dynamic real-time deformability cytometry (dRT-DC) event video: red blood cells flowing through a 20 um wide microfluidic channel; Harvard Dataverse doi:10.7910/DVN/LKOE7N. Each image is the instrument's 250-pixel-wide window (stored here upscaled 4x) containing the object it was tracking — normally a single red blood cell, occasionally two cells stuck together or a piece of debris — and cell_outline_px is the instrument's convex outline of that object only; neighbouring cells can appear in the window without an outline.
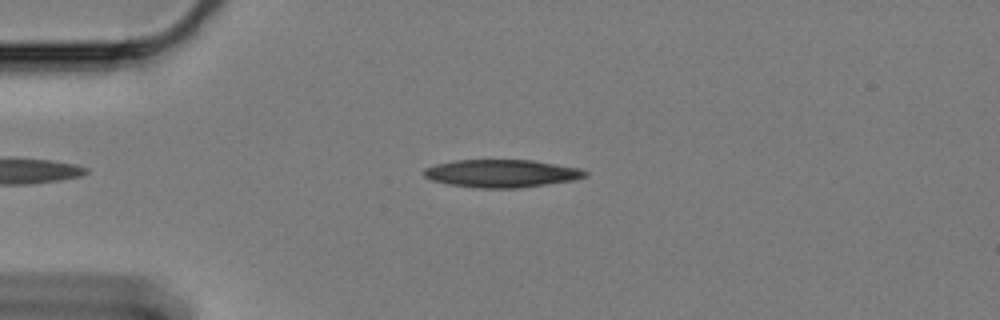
{"species": "Egyptian fruit bat (a non-hibernating species)", "species_latin": "Rousettus aegyptiacus", "temperature_condition": "cold", "stored_images_in_passage": 53, "camera_frame_rate_fps": 3000, "um_per_image_px": 0.085, "animal": {"sex": "female"}, "frame": {"image": 1, "passage_image": 7, "time_ms": 2.0, "image_size_px": [1000, 320], "cell_outline_px": [[588, 176], [572, 180], [520, 188], [480, 188], [452, 184], [432, 180], [424, 176], [424, 168], [436, 164], [456, 160], [532, 160], [580, 168], [588, 172]], "centroid_in_image_um": [42.66, 14.73], "position_along_channel_um": 42.3, "area_um2": 25.89}}
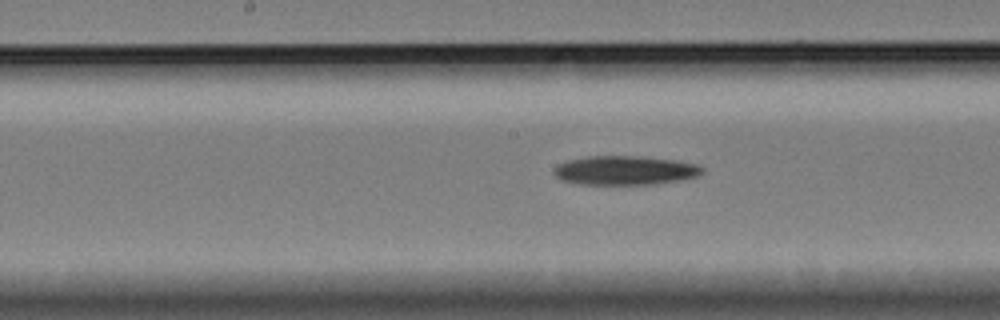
{"frame": {"image": 2, "passage_image": 23, "time_ms": 7.333, "image_size_px": [1000, 320], "cell_outline_px": [[704, 172], [696, 176], [680, 180], [652, 184], [584, 184], [560, 180], [552, 172], [560, 164], [568, 160], [588, 156], [640, 156], [676, 160], [696, 164], [704, 168]], "centroid_in_image_um": [53.14, 14.47], "position_along_channel_um": 195.1, "area_um2": 24.97}}
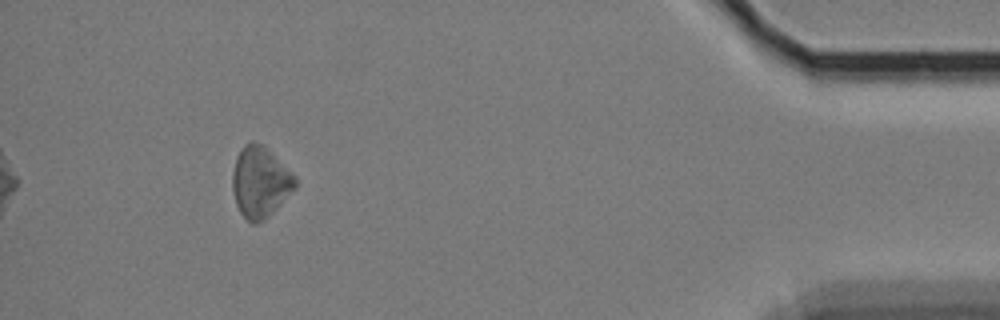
{"frame": {"image": 3, "passage_image": 48, "time_ms": 15.667, "image_size_px": [1000, 320], "cell_outline_px": [[296, 188], [264, 220], [256, 224], [252, 224], [240, 212], [236, 204], [232, 188], [232, 172], [236, 156], [240, 148], [244, 144], [252, 140], [264, 144], [296, 176]], "centroid_in_image_um": [22.1, 15.43], "position_along_channel_um": 413.1, "area_um2": 26.18}, "authors_computed_cell_mechanics": {"area_um2": 25.3742, "velocity_mm_per_s": 3.3063, "shape_relaxation_time_tau1_ms": 9.9358, "shape_relaxation_time_tau2_ms": null, "deformation_change_tau1": 0.0961, "deformation_change_tau2": null}}